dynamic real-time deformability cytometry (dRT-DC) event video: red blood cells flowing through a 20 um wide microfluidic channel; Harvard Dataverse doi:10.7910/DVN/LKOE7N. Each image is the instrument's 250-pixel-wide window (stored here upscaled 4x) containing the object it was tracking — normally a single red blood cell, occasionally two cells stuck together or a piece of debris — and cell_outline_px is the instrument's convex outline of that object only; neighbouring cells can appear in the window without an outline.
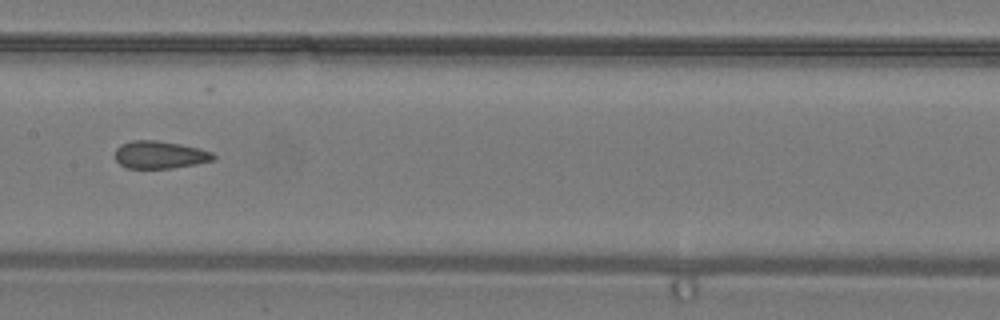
{"species": "common noctule bat (a hibernating species)", "species_latin": "Nyctalus noctula", "temperature_condition": "warm", "stored_images_in_passage": 35, "camera_frame_rate_fps": 3000, "um_per_image_px": 0.085, "animal": {"sex": "male", "body_mass_g": 19.2, "forearm_length_mm": 51.8}, "frame": {"image": 1, "passage_image": 20, "time_ms": 6.333, "image_size_px": [1000, 320], "cell_outline_px": [[216, 160], [196, 164], [172, 168], [124, 168], [116, 160], [116, 148], [120, 144], [132, 140], [156, 140], [180, 144], [212, 152], [216, 156]], "centroid_in_image_um": [13.58, 13.16], "position_along_channel_um": 193.8, "area_um2": 15.84}}